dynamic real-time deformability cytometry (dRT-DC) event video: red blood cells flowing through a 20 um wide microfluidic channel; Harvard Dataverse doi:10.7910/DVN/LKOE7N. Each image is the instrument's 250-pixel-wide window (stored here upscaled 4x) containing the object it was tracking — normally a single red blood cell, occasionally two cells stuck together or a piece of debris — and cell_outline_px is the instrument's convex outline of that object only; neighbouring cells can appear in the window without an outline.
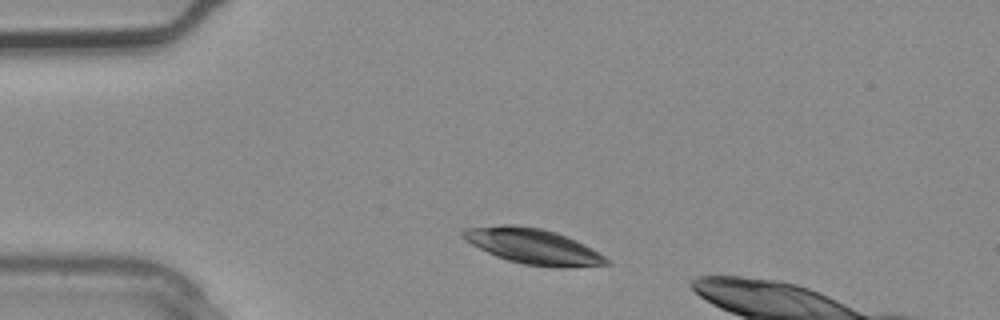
{"species": "common noctule bat (a hibernating species)", "species_latin": "Nyctalus noctula", "temperature_condition": "warm", "stored_images_in_passage": 1, "camera_frame_rate_fps": 3000, "um_per_image_px": 0.085, "animal": {"sex": "male", "body_mass_g": 20.4}, "frame": {"image": 1, "passage_image": 1, "time_ms": 0.0, "image_size_px": [1000, 320], "cell_outline_px": [[612, 264], [564, 268], [556, 268], [524, 264], [508, 260], [496, 256], [464, 240], [460, 236], [460, 232], [464, 228], [504, 224], [516, 224], [540, 228], [556, 232], [576, 240], [592, 248], [604, 256]], "centroid_in_image_um": [45.3, 20.93], "position_along_channel_um": 39.7, "area_um2": 29.77}}